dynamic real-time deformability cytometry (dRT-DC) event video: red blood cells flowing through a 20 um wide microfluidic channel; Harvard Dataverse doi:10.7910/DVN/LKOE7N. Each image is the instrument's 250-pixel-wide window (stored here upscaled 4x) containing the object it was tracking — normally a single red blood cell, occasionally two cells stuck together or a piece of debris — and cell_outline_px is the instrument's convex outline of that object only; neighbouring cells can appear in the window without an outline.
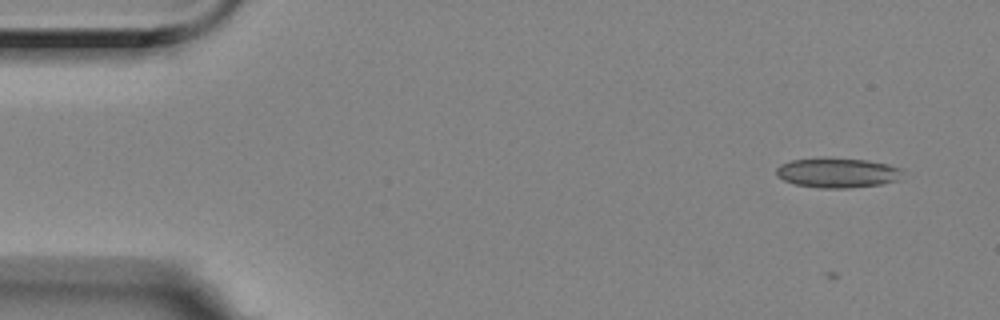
{"species": "Egyptian fruit bat (a non-hibernating species)", "species_latin": "Rousettus aegyptiacus", "temperature_condition": "room temperature", "stored_images_in_passage": 12, "camera_frame_rate_fps": 3000, "um_per_image_px": 0.085, "animal": {"sex": "female"}, "frame": {"image": 1, "passage_image": 1, "time_ms": 0.0, "image_size_px": [1000, 320], "cell_outline_px": [[904, 168], [900, 180], [880, 184], [848, 188], [820, 188], [796, 184], [784, 180], [776, 176], [776, 168], [780, 164], [792, 160], [824, 156], [868, 160], [888, 164]], "centroid_in_image_um": [71.2, 14.66], "position_along_channel_um": 13.8, "area_um2": 22.48}}
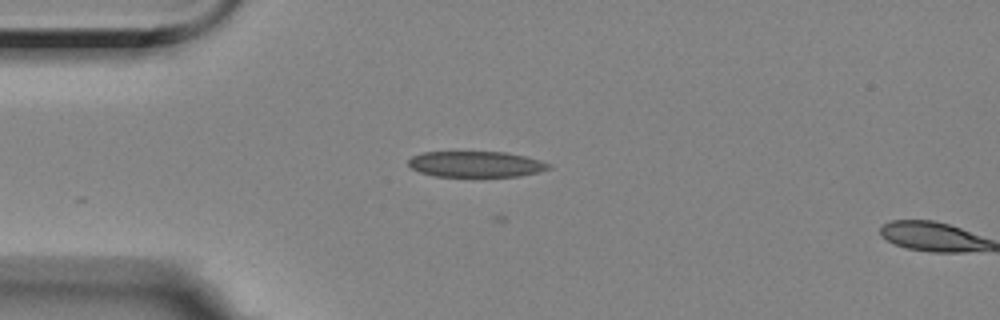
{"frame": {"image": 2, "passage_image": 11, "time_ms": 3.333, "image_size_px": [1000, 320], "cell_outline_px": [[552, 168], [520, 176], [436, 176], [420, 172], [412, 168], [408, 164], [408, 160], [412, 156], [424, 152], [504, 152], [524, 156], [540, 160], [552, 164]], "centroid_in_image_um": [40.46, 13.95], "position_along_channel_um": 44.5, "area_um2": 20.98}}